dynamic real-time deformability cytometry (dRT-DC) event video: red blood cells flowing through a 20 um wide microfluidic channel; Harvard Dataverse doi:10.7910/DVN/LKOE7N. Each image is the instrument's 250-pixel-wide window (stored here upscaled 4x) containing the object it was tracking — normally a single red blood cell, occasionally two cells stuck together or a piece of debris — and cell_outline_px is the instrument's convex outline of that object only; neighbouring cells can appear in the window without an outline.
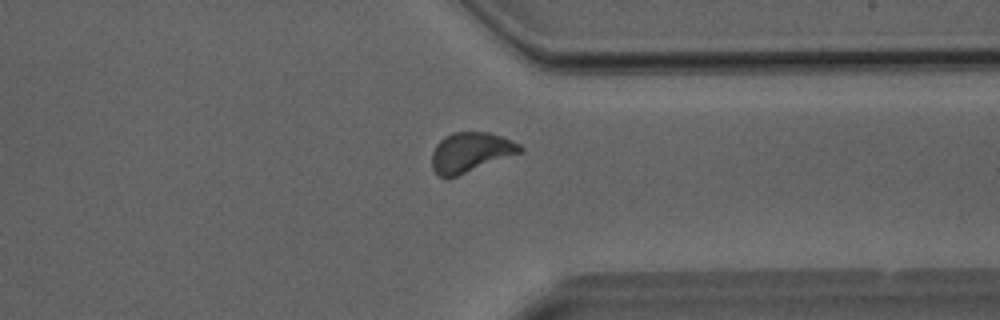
{"species": "Egyptian fruit bat (a non-hibernating species)", "species_latin": "Rousettus aegyptiacus", "temperature_condition": "room temperature", "stored_images_in_passage": 26, "camera_frame_rate_fps": 3000, "um_per_image_px": 0.085, "animal": {"sex": "male"}, "frame": {"image": 1, "passage_image": 22, "time_ms": 7.0, "image_size_px": [1000, 320], "cell_outline_px": [[524, 148], [520, 152], [448, 180], [444, 180], [432, 168], [432, 152], [436, 144], [444, 136], [452, 132], [488, 132], [500, 136], [520, 144]], "centroid_in_image_um": [39.94, 12.96], "position_along_channel_um": 371.5, "area_um2": 20.46}}